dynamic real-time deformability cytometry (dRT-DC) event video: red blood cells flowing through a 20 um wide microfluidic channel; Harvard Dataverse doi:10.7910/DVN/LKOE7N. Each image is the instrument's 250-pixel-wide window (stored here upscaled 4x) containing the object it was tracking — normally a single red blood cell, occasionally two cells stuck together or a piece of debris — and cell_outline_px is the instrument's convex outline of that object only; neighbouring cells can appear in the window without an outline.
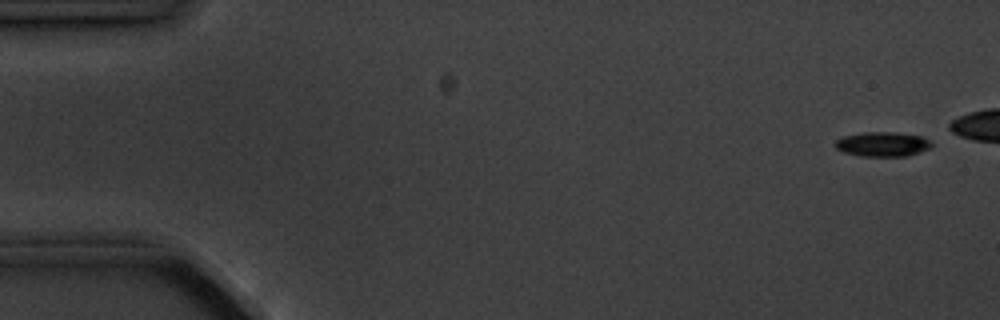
{"species": "common noctule bat (a hibernating species)", "species_latin": "Nyctalus noctula", "temperature_condition": "cold", "stored_images_in_passage": 5, "camera_frame_rate_fps": 3000, "um_per_image_px": 0.085, "animal": {"sex": "male", "body_mass_g": 20.1, "forearm_length_mm": 53.5}, "frame": {"image": 1, "passage_image": 1, "time_ms": 0.0, "image_size_px": [1000, 320], "cell_outline_px": [[932, 148], [920, 152], [904, 156], [860, 156], [844, 152], [836, 148], [832, 144], [836, 140], [844, 136], [864, 132], [896, 132], [920, 136], [928, 140], [932, 144]], "centroid_in_image_um": [74.99, 12.25], "position_along_channel_um": 10.0, "area_um2": 13.81}}
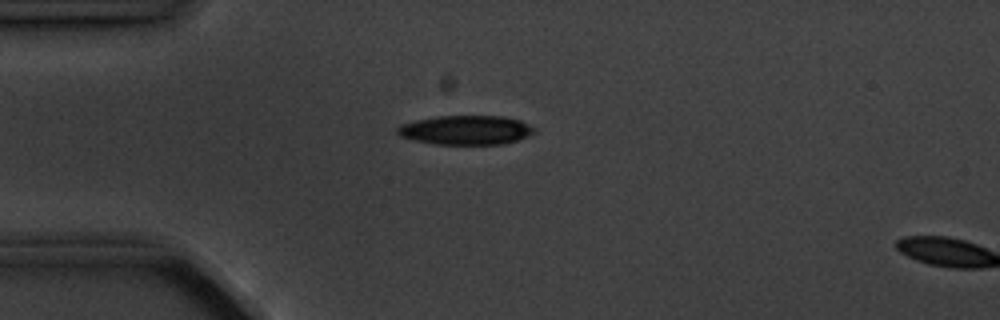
{"frame": {"image": 2, "passage_image": 5, "time_ms": 5.667, "image_size_px": [1000, 320], "cell_outline_px": [[536, 132], [528, 136], [504, 144], [436, 144], [412, 140], [400, 136], [396, 132], [396, 128], [400, 124], [416, 120], [436, 116], [504, 116], [520, 120], [536, 128]], "centroid_in_image_um": [39.59, 11.05], "position_along_channel_um": 45.4, "area_um2": 23.47}}